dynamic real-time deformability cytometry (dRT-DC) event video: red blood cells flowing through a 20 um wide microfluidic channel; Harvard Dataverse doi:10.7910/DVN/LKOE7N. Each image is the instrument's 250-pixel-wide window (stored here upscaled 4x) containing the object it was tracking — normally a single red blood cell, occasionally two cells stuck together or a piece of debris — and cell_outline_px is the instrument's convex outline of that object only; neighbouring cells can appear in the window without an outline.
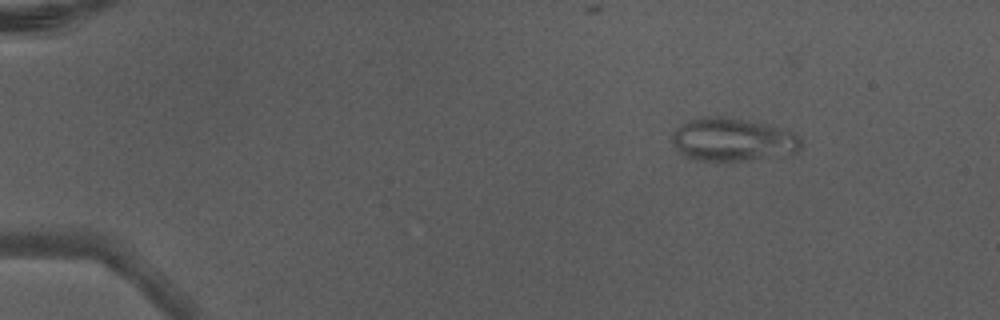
{"species": "Egyptian fruit bat (a non-hibernating species)", "species_latin": "Rousettus aegyptiacus", "temperature_condition": "warm", "stored_images_in_passage": 3, "camera_frame_rate_fps": 3000, "um_per_image_px": 0.085, "animal": {"sex": "male"}, "frame": {"image": 1, "passage_image": 1, "time_ms": 0.0, "image_size_px": [1000, 320], "cell_outline_px": [[800, 148], [796, 152], [748, 160], [696, 160], [680, 152], [672, 140], [672, 132], [684, 120], [696, 116], [724, 116], [764, 124], [780, 128], [792, 132], [800, 140]], "centroid_in_image_um": [62.2, 11.83], "position_along_channel_um": 22.8, "area_um2": 32.02}}